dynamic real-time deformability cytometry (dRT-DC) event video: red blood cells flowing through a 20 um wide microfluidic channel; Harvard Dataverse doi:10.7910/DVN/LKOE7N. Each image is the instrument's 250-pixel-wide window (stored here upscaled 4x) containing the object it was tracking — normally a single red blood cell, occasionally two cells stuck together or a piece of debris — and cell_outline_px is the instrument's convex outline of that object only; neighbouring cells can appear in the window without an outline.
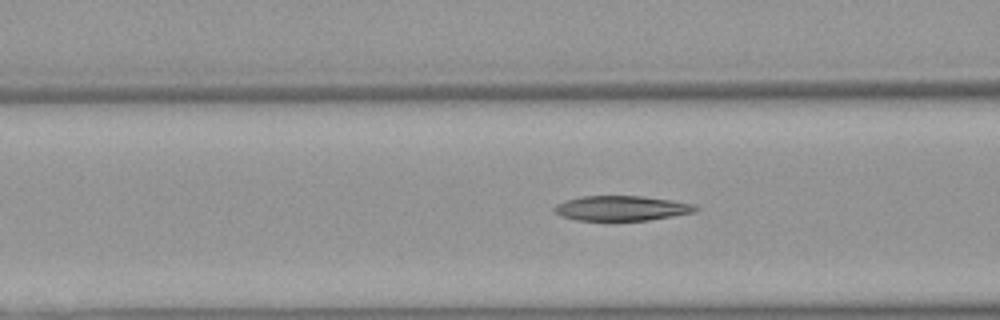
{"species": "Egyptian fruit bat (a non-hibernating species)", "species_latin": "Rousettus aegyptiacus", "temperature_condition": "warm", "stored_images_in_passage": 45, "camera_frame_rate_fps": 3000, "um_per_image_px": 0.085, "animal": {"sex": "female"}, "frame": {"image": 1, "passage_image": 14, "time_ms": 4.333, "image_size_px": [1000, 320], "cell_outline_px": [[700, 208], [696, 212], [648, 220], [576, 220], [560, 216], [552, 208], [556, 204], [564, 200], [580, 196], [644, 196], [672, 200], [696, 204]], "centroid_in_image_um": [52.84, 17.69], "position_along_channel_um": 113.8, "area_um2": 20.69}}
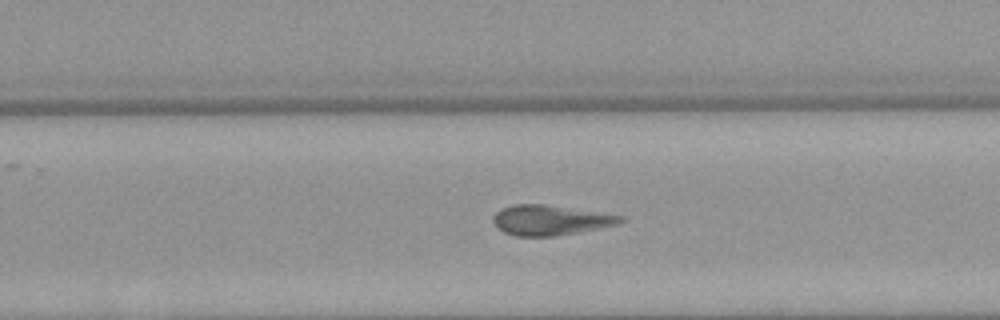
{"frame": {"image": 2, "passage_image": 27, "time_ms": 8.667, "image_size_px": [1000, 320], "cell_outline_px": [[624, 220], [620, 224], [556, 236], [516, 236], [504, 232], [492, 220], [492, 216], [500, 208], [516, 204], [544, 204], [624, 216]], "centroid_in_image_um": [46.77, 18.71], "position_along_channel_um": 283.0, "area_um2": 22.14}}
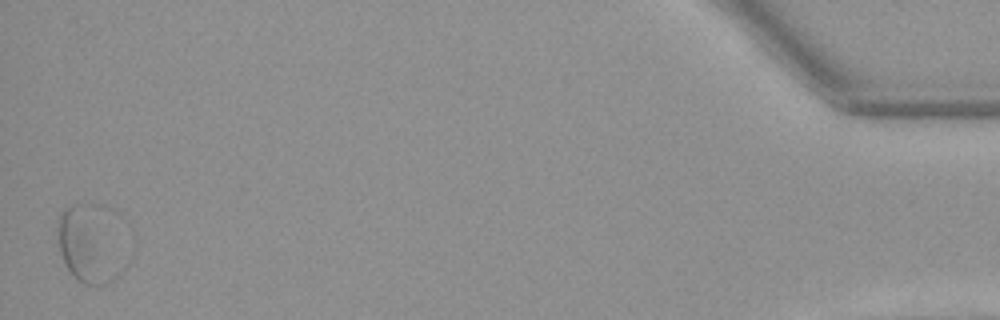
{"frame": {"image": 3, "passage_image": 45, "time_ms": 14.667, "image_size_px": [1000, 320], "cell_outline_px": [[132, 260], [128, 268], [108, 284], [84, 284], [72, 276], [60, 252], [56, 220], [60, 212], [64, 208], [76, 204], [104, 204], [120, 212], [124, 220], [132, 256]], "centroid_in_image_um": [7.97, 20.63], "position_along_channel_um": 427.2, "area_um2": 35.26}, "authors_computed_cell_mechanics": {"area_um2": 22.1374, "velocity_mm_per_s": 3.9201, "shape_relaxation_time_tau1_ms": 10.5616, "shape_relaxation_time_tau2_ms": 3.2187, "deformation_change_tau1": 0.2053, "deformation_change_tau2": 0.1218}}